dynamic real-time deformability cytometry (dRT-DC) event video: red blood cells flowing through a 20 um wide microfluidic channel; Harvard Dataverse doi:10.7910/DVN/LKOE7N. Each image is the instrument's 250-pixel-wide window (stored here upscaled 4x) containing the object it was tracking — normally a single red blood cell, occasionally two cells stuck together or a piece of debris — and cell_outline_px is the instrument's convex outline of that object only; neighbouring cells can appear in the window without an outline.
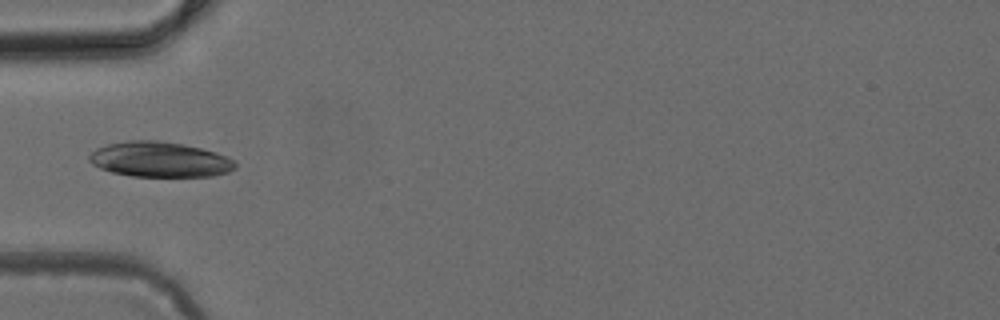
{"species": "common noctule bat (a hibernating species)", "species_latin": "Nyctalus noctula", "temperature_condition": "cold", "stored_images_in_passage": 33, "camera_frame_rate_fps": 3000, "um_per_image_px": 0.085, "animal": {"sex": "female", "body_mass_g": 24.6, "forearm_length_mm": 56.2}, "frame": {"image": 1, "passage_image": 1, "time_ms": 0.0, "image_size_px": [1000, 320], "cell_outline_px": [[236, 168], [228, 172], [212, 176], [132, 176], [112, 172], [100, 168], [92, 164], [88, 160], [88, 156], [96, 148], [108, 144], [128, 140], [160, 140], [184, 144], [216, 152], [236, 160]], "centroid_in_image_um": [13.59, 13.55], "position_along_channel_um": 71.4, "area_um2": 30.11}}
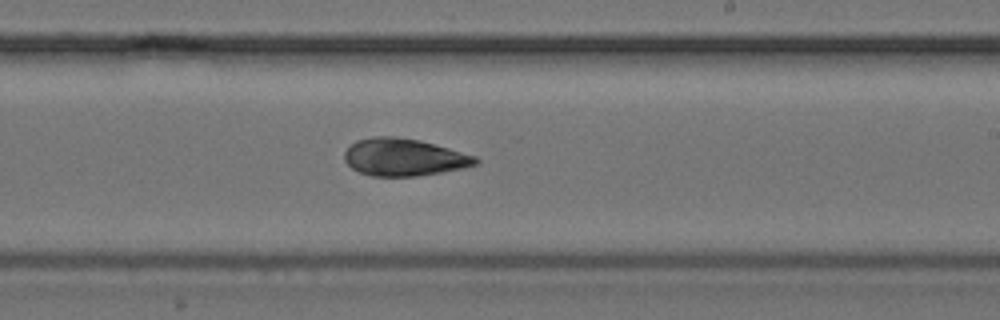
{"frame": {"image": 2, "passage_image": 14, "time_ms": 4.333, "image_size_px": [1000, 320], "cell_outline_px": [[480, 160], [476, 164], [464, 168], [416, 176], [372, 176], [360, 172], [352, 168], [344, 160], [344, 152], [356, 140], [372, 136], [396, 136], [420, 140], [476, 156]], "centroid_in_image_um": [34.32, 13.35], "position_along_channel_um": 254.7, "area_um2": 28.5}}
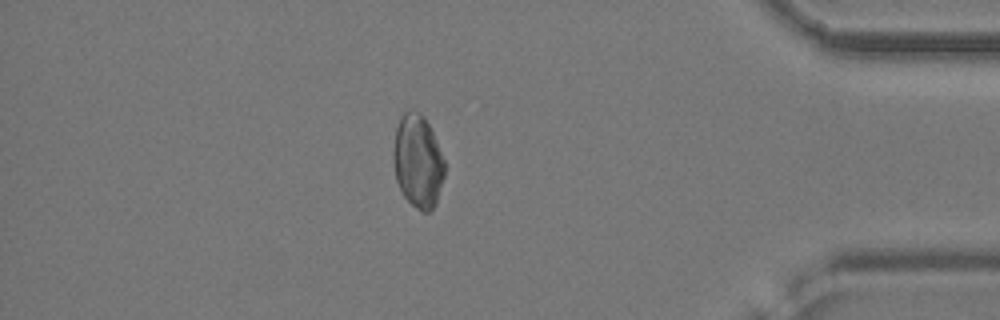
{"frame": {"image": 3, "passage_image": 27, "time_ms": 8.667, "image_size_px": [1000, 320], "cell_outline_px": [[444, 176], [436, 204], [428, 212], [420, 212], [404, 196], [396, 180], [392, 156], [392, 152], [396, 128], [400, 116], [408, 108], [412, 108], [424, 116], [432, 132], [444, 160]], "centroid_in_image_um": [35.49, 13.69], "position_along_channel_um": 399.7, "area_um2": 27.86}}